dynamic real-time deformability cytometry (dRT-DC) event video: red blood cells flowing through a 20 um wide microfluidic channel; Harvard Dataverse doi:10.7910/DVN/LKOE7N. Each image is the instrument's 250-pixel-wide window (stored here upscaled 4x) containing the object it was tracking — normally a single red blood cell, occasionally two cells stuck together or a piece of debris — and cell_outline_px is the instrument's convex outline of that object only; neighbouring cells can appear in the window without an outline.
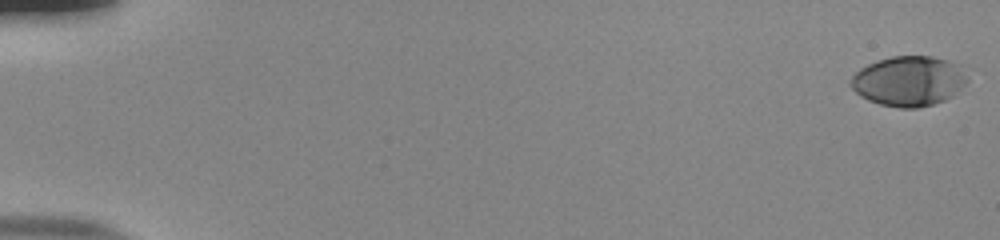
{"species": "human", "species_latin": "Homo sapiens", "temperature_condition": "room temperature", "stored_images_in_passage": 55, "camera_frame_rate_fps": 3000, "um_per_image_px": 0.085, "donor": {"sex": "male"}, "frame": {"image": 1, "passage_image": 1, "time_ms": 0.0, "image_size_px": [1000, 240], "cell_outline_px": [[968, 80], [952, 96], [944, 100], [932, 104], [916, 108], [900, 108], [880, 104], [868, 100], [860, 96], [848, 84], [852, 76], [860, 68], [868, 64], [892, 56], [932, 56], [948, 60], [960, 64]], "centroid_in_image_um": [77.23, 6.88], "position_along_channel_um": 7.8, "area_um2": 33.93}}
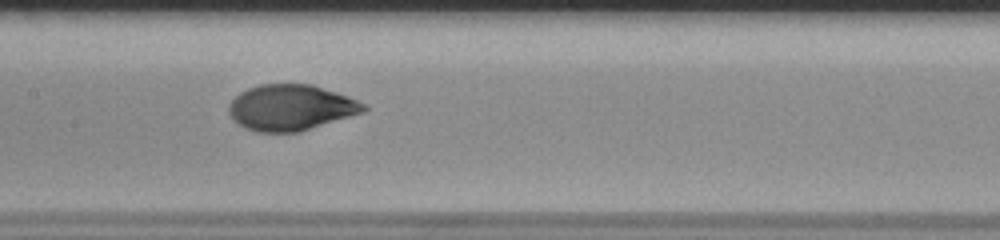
{"frame": {"image": 2, "passage_image": 29, "time_ms": 9.333, "image_size_px": [1000, 240], "cell_outline_px": [[368, 108], [364, 112], [296, 132], [256, 132], [244, 128], [232, 120], [228, 112], [228, 104], [240, 92], [248, 88], [260, 84], [312, 84], [348, 96], [364, 104]], "centroid_in_image_um": [24.67, 9.14], "position_along_channel_um": 182.7, "area_um2": 35.89}}
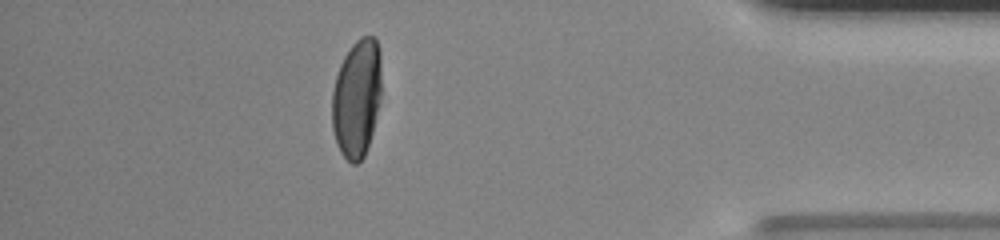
{"frame": {"image": 3, "passage_image": 49, "time_ms": 16.0, "image_size_px": [1000, 240], "cell_outline_px": [[380, 96], [372, 132], [364, 156], [356, 164], [352, 164], [340, 152], [336, 144], [332, 128], [332, 92], [336, 76], [340, 64], [344, 56], [352, 44], [360, 36], [372, 36], [376, 40], [380, 48]], "centroid_in_image_um": [30.3, 8.33], "position_along_channel_um": 404.9, "area_um2": 33.93}, "authors_computed_cell_mechanics": {"area_um2": 35.0268, "velocity_mm_per_s": 3.8576, "shape_relaxation_time_tau1_ms": 3.9357, "shape_relaxation_time_tau2_ms": null, "deformation_change_tau1": 0.2116, "deformation_change_tau2": null}}